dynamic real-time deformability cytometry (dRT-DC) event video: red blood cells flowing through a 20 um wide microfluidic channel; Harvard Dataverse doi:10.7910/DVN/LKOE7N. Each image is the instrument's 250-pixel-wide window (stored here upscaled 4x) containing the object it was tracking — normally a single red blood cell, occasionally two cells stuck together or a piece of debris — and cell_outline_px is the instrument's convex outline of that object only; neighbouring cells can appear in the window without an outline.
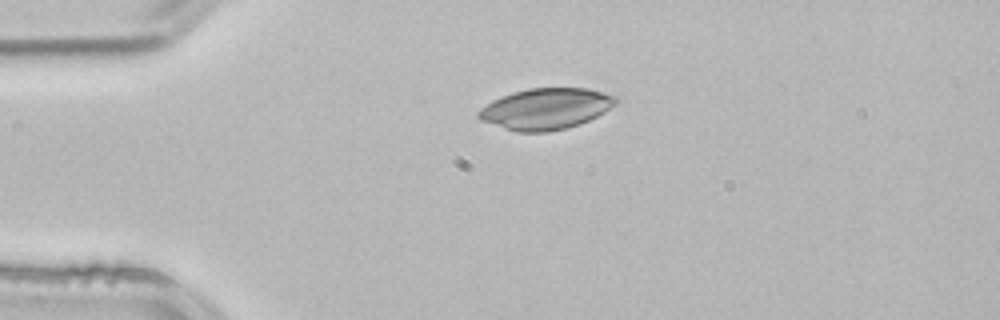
{"species": "common noctule bat (a hibernating species)", "species_latin": "Nyctalus noctula", "temperature_condition": "room temperature", "stored_images_in_passage": 2, "camera_frame_rate_fps": 3000, "um_per_image_px": 0.085, "animal": {"sex": "male", "body_mass_g": 21.5, "forearm_length_mm": 52.0}, "frame": {"image": 1, "passage_image": 1, "time_ms": 0.0, "image_size_px": [1000, 320], "cell_outline_px": [[620, 100], [616, 104], [604, 112], [580, 124], [548, 132], [516, 132], [480, 120], [476, 116], [476, 112], [480, 108], [492, 100], [500, 96], [512, 92], [528, 88], [588, 88], [604, 92], [616, 96]], "centroid_in_image_um": [46.38, 9.24], "position_along_channel_um": 38.6, "area_um2": 33.12}}